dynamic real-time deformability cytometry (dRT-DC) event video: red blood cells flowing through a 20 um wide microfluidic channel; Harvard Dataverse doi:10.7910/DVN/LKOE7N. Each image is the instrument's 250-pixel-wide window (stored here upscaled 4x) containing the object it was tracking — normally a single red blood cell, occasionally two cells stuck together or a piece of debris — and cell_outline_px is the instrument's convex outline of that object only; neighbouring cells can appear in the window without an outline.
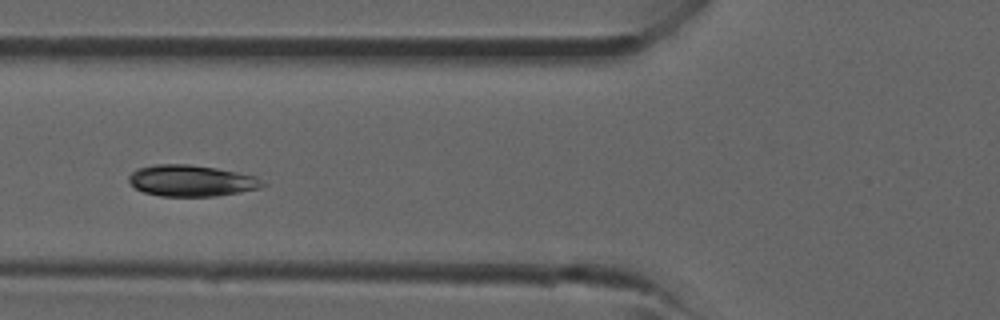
{"species": "common noctule bat (a hibernating species)", "species_latin": "Nyctalus noctula", "temperature_condition": "room temperature", "stored_images_in_passage": 30, "camera_frame_rate_fps": 3000, "um_per_image_px": 0.085, "animal": {"sex": "male", "forearm_length_mm": 52.5}, "frame": {"image": 1, "passage_image": 13, "time_ms": 4.0, "image_size_px": [1000, 320], "cell_outline_px": [[268, 184], [260, 188], [240, 192], [216, 196], [160, 196], [144, 192], [136, 188], [128, 180], [128, 176], [136, 168], [152, 164], [188, 164], [216, 168], [256, 176]], "centroid_in_image_um": [16.26, 15.35], "position_along_channel_um": 109.5, "area_um2": 24.51}}